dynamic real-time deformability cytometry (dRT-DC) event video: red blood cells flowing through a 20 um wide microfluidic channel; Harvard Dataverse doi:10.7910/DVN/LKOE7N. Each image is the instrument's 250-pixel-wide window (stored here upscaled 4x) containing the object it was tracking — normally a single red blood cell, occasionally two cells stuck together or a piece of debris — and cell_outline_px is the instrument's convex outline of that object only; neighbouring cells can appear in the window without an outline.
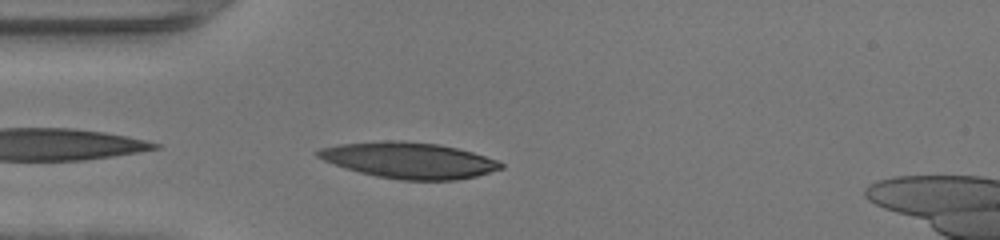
{"species": "human", "species_latin": "Homo sapiens", "temperature_condition": "warm", "stored_images_in_passage": 32, "camera_frame_rate_fps": 3000, "um_per_image_px": 0.085, "donor": {"sex": "female"}, "frame": {"image": 1, "passage_image": 1, "time_ms": 0.0, "image_size_px": [1000, 240], "cell_outline_px": [[504, 168], [476, 176], [456, 180], [400, 180], [376, 176], [344, 168], [324, 160], [316, 156], [312, 152], [320, 148], [340, 144], [388, 140], [404, 140], [440, 144], [472, 152], [496, 160], [504, 164]], "centroid_in_image_um": [34.74, 13.62], "position_along_channel_um": 50.3, "area_um2": 38.49}}
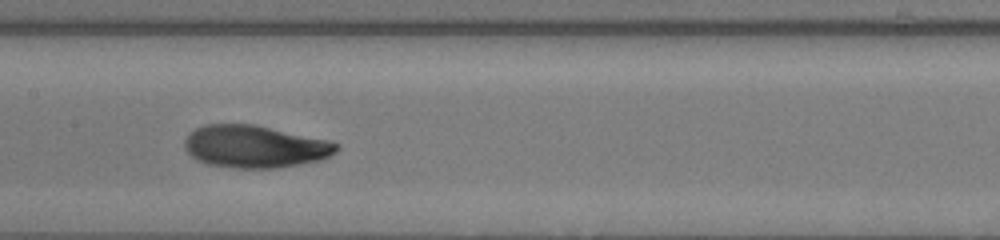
{"frame": {"image": 2, "passage_image": 11, "time_ms": 3.333, "image_size_px": [1000, 240], "cell_outline_px": [[340, 148], [336, 152], [320, 160], [300, 164], [276, 168], [228, 168], [208, 164], [196, 160], [184, 148], [184, 140], [196, 128], [204, 124], [256, 124], [328, 140], [340, 144]], "centroid_in_image_um": [21.67, 12.46], "position_along_channel_um": 185.7, "area_um2": 37.74}}
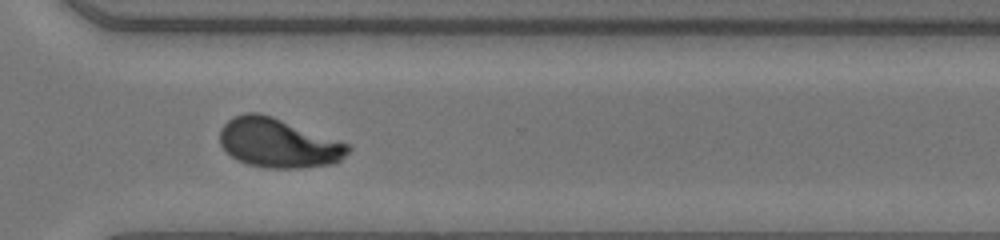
{"frame": {"image": 3, "passage_image": 22, "time_ms": 7.0, "image_size_px": [1000, 240], "cell_outline_px": [[352, 148], [336, 164], [300, 168], [268, 168], [248, 164], [236, 160], [220, 144], [220, 128], [232, 116], [244, 112], [260, 112], [272, 116], [352, 144]], "centroid_in_image_um": [23.68, 12.15], "position_along_channel_um": 346.9, "area_um2": 37.22}, "authors_computed_cell_mechanics": {"area_um2": 37.281, "velocity_mm_per_s": 4.3785, "shape_relaxation_time_tau1_ms": 3.6833, "shape_relaxation_time_tau2_ms": 1.118, "deformation_change_tau1": 0.2095, "deformation_change_tau2": 0.0564}}